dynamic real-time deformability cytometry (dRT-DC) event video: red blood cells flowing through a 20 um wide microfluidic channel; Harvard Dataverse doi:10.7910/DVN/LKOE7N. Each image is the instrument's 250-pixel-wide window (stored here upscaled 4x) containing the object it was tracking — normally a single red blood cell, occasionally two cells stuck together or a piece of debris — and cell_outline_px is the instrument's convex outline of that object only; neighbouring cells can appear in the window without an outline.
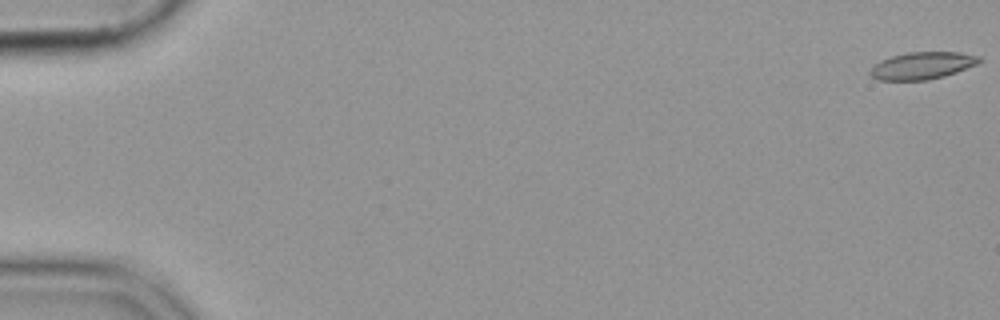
{"species": "common noctule bat (a hibernating species)", "species_latin": "Nyctalus noctula", "temperature_condition": "cold", "stored_images_in_passage": 56, "camera_frame_rate_fps": 3000, "um_per_image_px": 0.085, "animal": {"sex": "female", "body_mass_g": 19.9}, "frame": {"image": 1, "passage_image": 1, "time_ms": 0.0, "image_size_px": [1000, 320], "cell_outline_px": [[984, 60], [976, 64], [956, 72], [944, 76], [928, 80], [876, 80], [868, 72], [880, 60], [892, 56], [908, 52], [960, 52], [980, 56]], "centroid_in_image_um": [78.4, 5.57], "position_along_channel_um": 6.6, "area_um2": 17.28}}
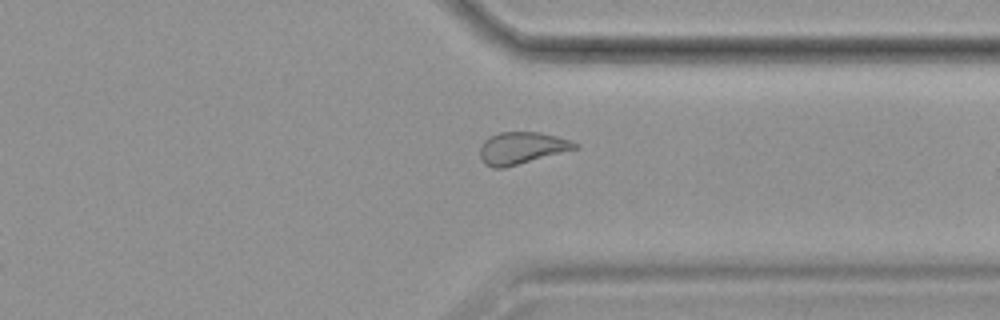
{"frame": {"image": 2, "passage_image": 44, "time_ms": 14.333, "image_size_px": [1000, 320], "cell_outline_px": [[580, 148], [504, 168], [492, 168], [484, 164], [480, 160], [480, 144], [488, 136], [500, 132], [540, 132], [572, 140], [580, 144]], "centroid_in_image_um": [44.35, 12.58], "position_along_channel_um": 367.1, "area_um2": 18.09}}
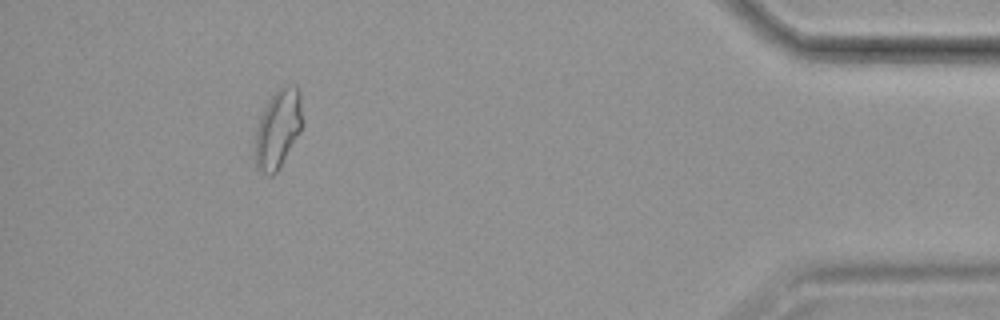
{"frame": {"image": 3, "passage_image": 52, "time_ms": 17.0, "image_size_px": [1000, 320], "cell_outline_px": [[300, 132], [276, 172], [272, 176], [268, 176], [256, 168], [256, 128], [260, 116], [268, 100], [284, 84], [296, 84], [300, 92]], "centroid_in_image_um": [23.61, 10.93], "position_along_channel_um": 411.6, "area_um2": 21.15}}